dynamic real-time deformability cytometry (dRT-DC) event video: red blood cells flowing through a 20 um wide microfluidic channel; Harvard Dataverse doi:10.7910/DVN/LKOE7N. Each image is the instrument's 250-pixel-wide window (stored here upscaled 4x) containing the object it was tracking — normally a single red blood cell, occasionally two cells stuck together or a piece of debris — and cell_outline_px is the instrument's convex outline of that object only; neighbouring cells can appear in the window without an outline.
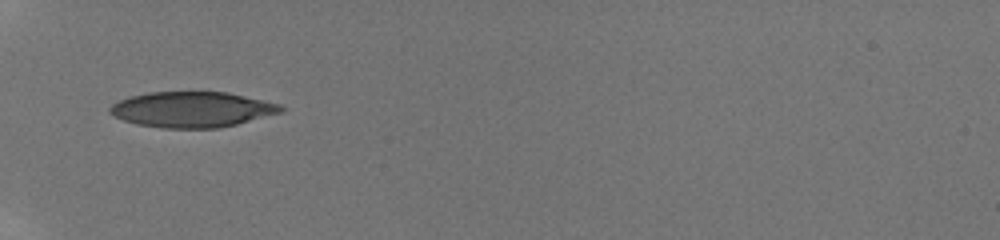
{"species": "human", "species_latin": "Homo sapiens", "temperature_condition": "room temperature", "stored_images_in_passage": 31, "camera_frame_rate_fps": 3000, "um_per_image_px": 0.085, "donor": {"sex": "male"}, "frame": {"image": 1, "passage_image": 1, "time_ms": 0.0, "image_size_px": [1000, 240], "cell_outline_px": [[284, 112], [220, 128], [160, 128], [136, 124], [124, 120], [108, 112], [108, 108], [112, 104], [120, 100], [132, 96], [148, 92], [228, 92], [280, 104], [284, 108]], "centroid_in_image_um": [16.34, 9.31], "position_along_channel_um": 68.7, "area_um2": 35.43}}
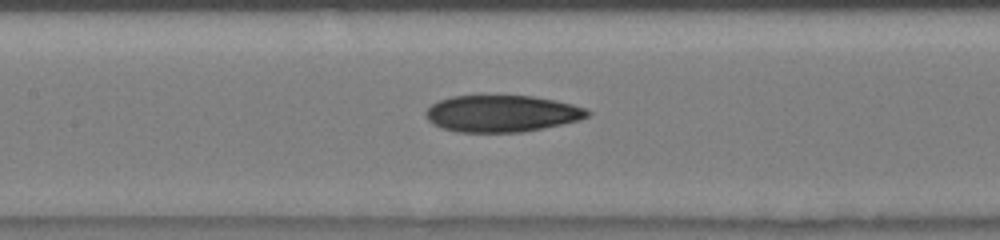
{"frame": {"image": 2, "passage_image": 12, "time_ms": 2.667, "image_size_px": [1000, 240], "cell_outline_px": [[592, 112], [588, 116], [580, 120], [520, 132], [460, 132], [444, 128], [428, 120], [424, 112], [432, 104], [440, 100], [452, 96], [532, 96], [572, 104], [584, 108]], "centroid_in_image_um": [42.65, 9.65], "position_along_channel_um": 164.8, "area_um2": 34.1}}
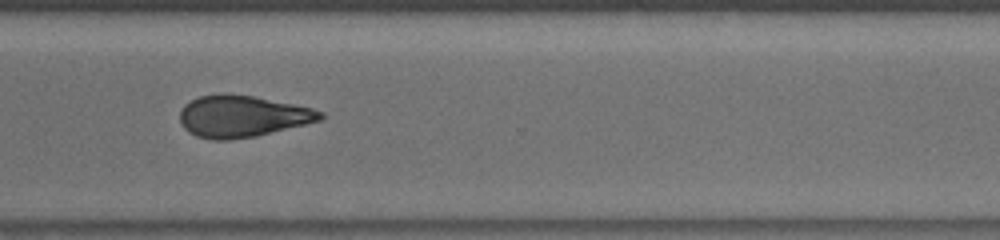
{"frame": {"image": 3, "passage_image": 30, "time_ms": 7.333, "image_size_px": [1000, 240], "cell_outline_px": [[324, 116], [320, 120], [256, 136], [228, 140], [212, 140], [196, 136], [188, 132], [184, 128], [180, 120], [180, 112], [184, 104], [200, 96], [220, 92], [224, 92], [252, 96], [312, 108], [324, 112]], "centroid_in_image_um": [20.54, 9.88], "position_along_channel_um": 350.1, "area_um2": 34.04}}